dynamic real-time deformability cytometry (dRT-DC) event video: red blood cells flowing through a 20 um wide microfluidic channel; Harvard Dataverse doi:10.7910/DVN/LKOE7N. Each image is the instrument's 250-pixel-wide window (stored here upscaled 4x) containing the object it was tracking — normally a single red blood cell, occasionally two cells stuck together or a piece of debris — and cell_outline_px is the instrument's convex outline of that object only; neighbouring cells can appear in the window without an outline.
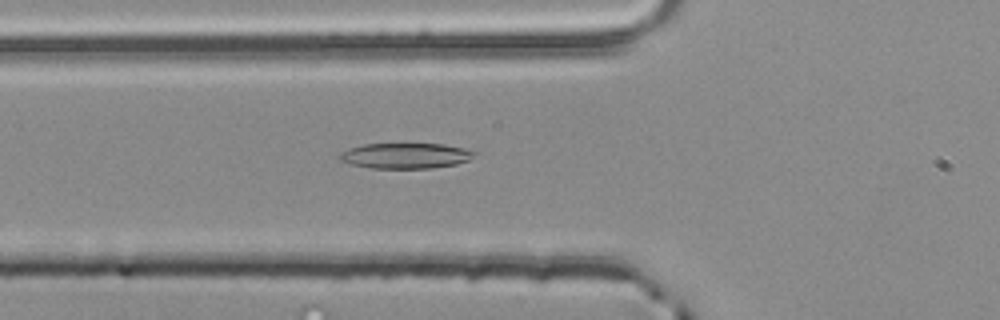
{"species": "common noctule bat (a hibernating species)", "species_latin": "Nyctalus noctula", "temperature_condition": "room temperature", "stored_images_in_passage": 38, "camera_frame_rate_fps": 3000, "um_per_image_px": 0.085, "animal": {"sex": "male", "body_mass_g": 20.4}, "frame": {"image": 1, "passage_image": 4, "time_ms": 1.0, "image_size_px": [1000, 320], "cell_outline_px": [[476, 152], [468, 160], [456, 164], [432, 168], [368, 168], [352, 164], [340, 160], [340, 156], [348, 148], [364, 144], [444, 144], [464, 148]], "centroid_in_image_um": [34.48, 13.24], "position_along_channel_um": 91.3, "area_um2": 19.77}}
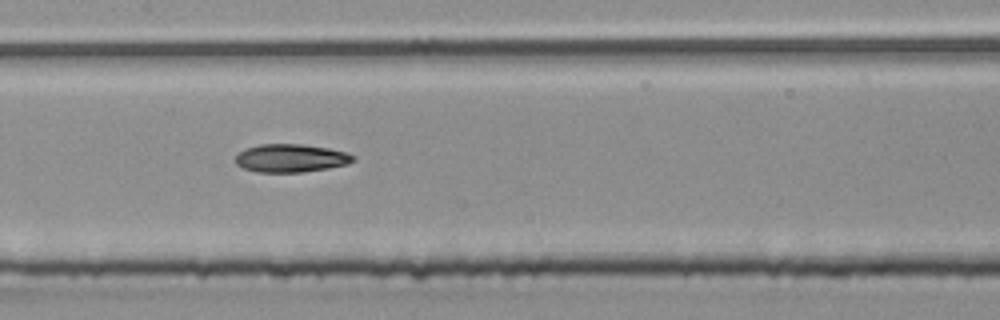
{"frame": {"image": 2, "passage_image": 11, "time_ms": 3.333, "image_size_px": [1000, 320], "cell_outline_px": [[356, 160], [348, 164], [328, 168], [304, 172], [256, 172], [244, 168], [236, 164], [236, 156], [244, 148], [260, 144], [300, 144], [328, 148], [348, 152], [356, 156]], "centroid_in_image_um": [24.76, 13.44], "position_along_channel_um": 182.6, "area_um2": 19.42}}
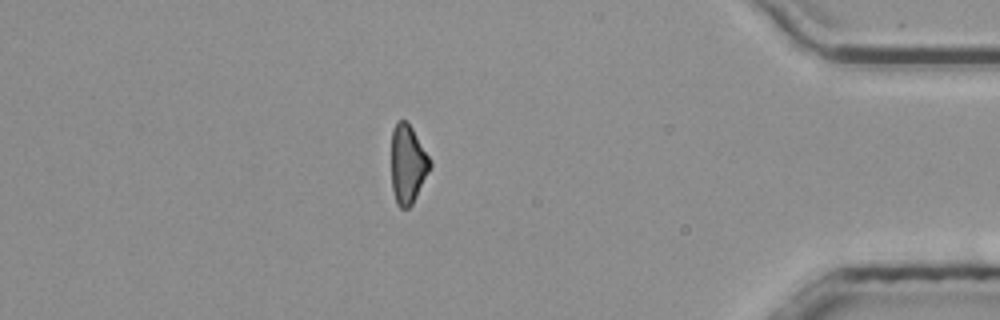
{"frame": {"image": 3, "passage_image": 31, "time_ms": 10.0, "image_size_px": [1000, 320], "cell_outline_px": [[432, 164], [412, 204], [408, 208], [400, 208], [396, 204], [392, 192], [392, 128], [396, 120], [408, 120], [428, 156]], "centroid_in_image_um": [34.63, 13.93], "position_along_channel_um": 400.6, "area_um2": 17.69}, "authors_computed_cell_mechanics": {"area_um2": 19.074, "velocity_mm_per_s": 3.876, "shape_relaxation_time_tau1_ms": 5.8685, "shape_relaxation_time_tau2_ms": 4.7506, "deformation_change_tau1": 0.1558, "deformation_change_tau2": 0.1307}}